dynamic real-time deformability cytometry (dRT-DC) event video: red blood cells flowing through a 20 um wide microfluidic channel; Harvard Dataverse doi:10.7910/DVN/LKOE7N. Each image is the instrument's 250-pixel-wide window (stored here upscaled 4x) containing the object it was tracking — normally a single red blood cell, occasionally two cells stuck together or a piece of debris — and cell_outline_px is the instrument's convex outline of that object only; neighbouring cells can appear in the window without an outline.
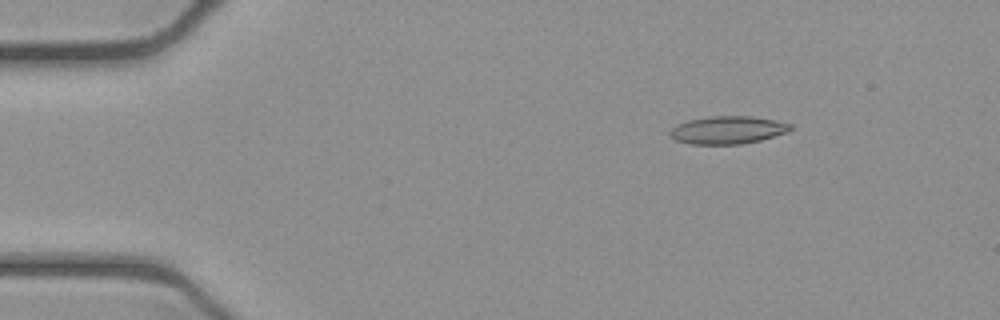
{"species": "common noctule bat (a hibernating species)", "species_latin": "Nyctalus noctula", "temperature_condition": "cold", "stored_images_in_passage": 53, "camera_frame_rate_fps": 3000, "um_per_image_px": 0.085, "animal": {"sex": "female", "body_mass_g": 21.9}, "frame": {"image": 1, "passage_image": 8, "time_ms": 2.333, "image_size_px": [1000, 320], "cell_outline_px": [[792, 128], [788, 132], [760, 140], [740, 144], [688, 144], [676, 140], [668, 136], [668, 132], [676, 124], [688, 120], [708, 116], [752, 116], [776, 120], [792, 124]], "centroid_in_image_um": [61.82, 11.04], "position_along_channel_um": 23.2, "area_um2": 19.71}}
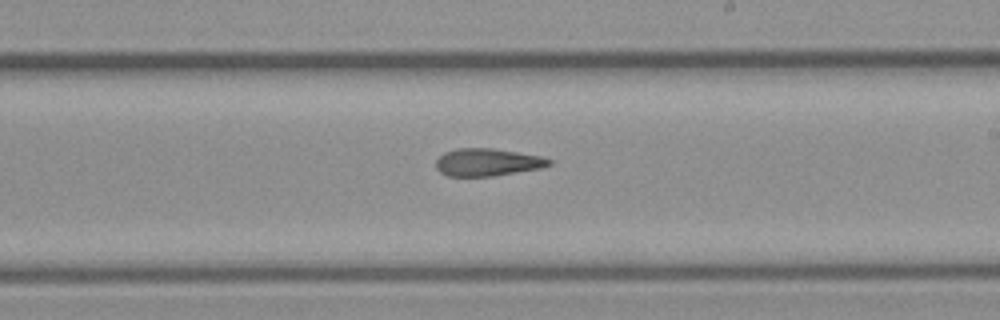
{"frame": {"image": 2, "passage_image": 31, "time_ms": 10.0, "image_size_px": [1000, 320], "cell_outline_px": [[552, 164], [540, 168], [492, 176], [448, 176], [440, 172], [436, 168], [436, 160], [444, 152], [456, 148], [492, 148], [540, 156], [552, 160]], "centroid_in_image_um": [41.4, 13.79], "position_along_channel_um": 247.6, "area_um2": 18.03}}
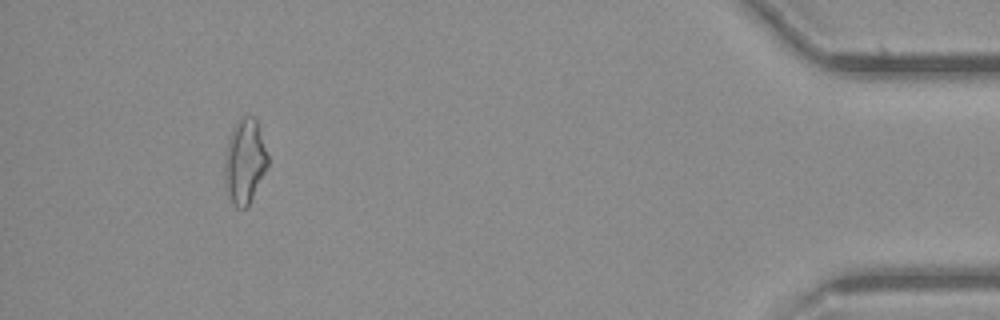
{"frame": {"image": 3, "passage_image": 49, "time_ms": 16.0, "image_size_px": [1000, 320], "cell_outline_px": [[268, 164], [248, 204], [244, 208], [236, 208], [224, 184], [224, 156], [228, 136], [236, 120], [244, 116], [252, 116], [256, 120], [268, 156]], "centroid_in_image_um": [20.76, 13.66], "position_along_channel_um": 414.4, "area_um2": 21.04}}